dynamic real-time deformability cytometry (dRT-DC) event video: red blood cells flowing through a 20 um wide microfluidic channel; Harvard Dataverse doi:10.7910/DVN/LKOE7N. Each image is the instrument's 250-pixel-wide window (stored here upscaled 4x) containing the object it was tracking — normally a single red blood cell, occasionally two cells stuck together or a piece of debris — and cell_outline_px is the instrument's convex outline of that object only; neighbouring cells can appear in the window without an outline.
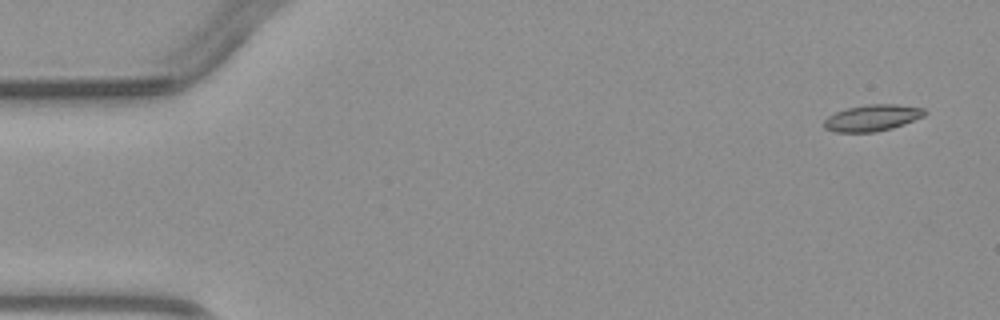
{"species": "common noctule bat (a hibernating species)", "species_latin": "Nyctalus noctula", "temperature_condition": "warm", "stored_images_in_passage": 3, "camera_frame_rate_fps": 3000, "um_per_image_px": 0.085, "animal": {"sex": "male", "body_mass_g": 23.1, "forearm_length_mm": 52.7}, "frame": {"image": 1, "passage_image": 3, "time_ms": 4.333, "image_size_px": [1000, 320], "cell_outline_px": [[928, 112], [924, 116], [904, 124], [892, 128], [876, 132], [836, 132], [824, 128], [824, 120], [828, 116], [836, 112], [848, 108], [868, 104], [896, 104], [924, 108]], "centroid_in_image_um": [74.16, 10.02], "position_along_channel_um": 10.8, "area_um2": 15.49}}